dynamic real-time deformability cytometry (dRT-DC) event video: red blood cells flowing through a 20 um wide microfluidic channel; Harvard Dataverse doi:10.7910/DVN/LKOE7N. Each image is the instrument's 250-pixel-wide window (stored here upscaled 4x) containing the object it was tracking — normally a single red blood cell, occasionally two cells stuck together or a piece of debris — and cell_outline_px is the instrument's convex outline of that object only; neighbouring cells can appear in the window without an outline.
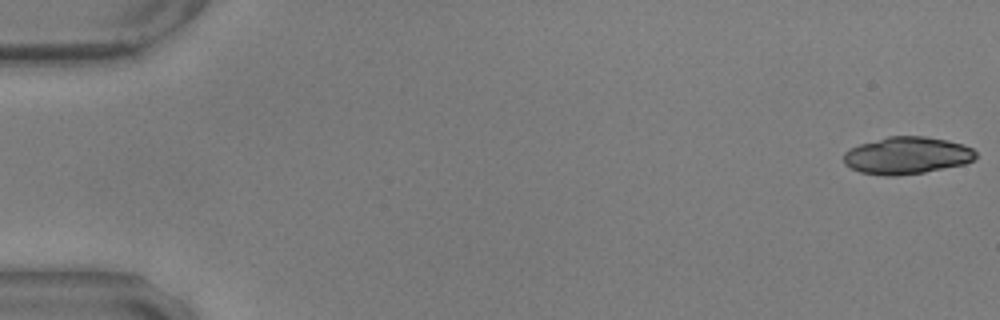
{"species": "common noctule bat (a hibernating species)", "species_latin": "Nyctalus noctula", "temperature_condition": "warm", "stored_images_in_passage": 21, "camera_frame_rate_fps": 3000, "um_per_image_px": 0.085, "animal": {"sex": "male", "body_mass_g": 17.9, "forearm_length_mm": 54.2}, "frame": {"image": 1, "passage_image": 1, "time_ms": 0.0, "image_size_px": [1000, 320], "cell_outline_px": [[976, 156], [972, 160], [964, 164], [924, 172], [896, 176], [884, 176], [860, 172], [844, 164], [844, 152], [860, 144], [888, 136], [924, 136], [948, 140], [964, 144], [972, 148], [976, 152]], "centroid_in_image_um": [77.09, 13.21], "position_along_channel_um": 7.9, "area_um2": 28.61}}